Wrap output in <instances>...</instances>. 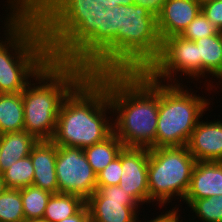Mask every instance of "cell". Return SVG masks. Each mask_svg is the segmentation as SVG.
Instances as JSON below:
<instances>
[{"label":"cell","instance_id":"8fae6325","mask_svg":"<svg viewBox=\"0 0 222 222\" xmlns=\"http://www.w3.org/2000/svg\"><path fill=\"white\" fill-rule=\"evenodd\" d=\"M85 204L90 222H139L140 204L118 185H97Z\"/></svg>","mask_w":222,"mask_h":222},{"label":"cell","instance_id":"3957f363","mask_svg":"<svg viewBox=\"0 0 222 222\" xmlns=\"http://www.w3.org/2000/svg\"><path fill=\"white\" fill-rule=\"evenodd\" d=\"M108 99L124 147L156 148L159 82L145 71L108 72Z\"/></svg>","mask_w":222,"mask_h":222},{"label":"cell","instance_id":"cb8c5ba5","mask_svg":"<svg viewBox=\"0 0 222 222\" xmlns=\"http://www.w3.org/2000/svg\"><path fill=\"white\" fill-rule=\"evenodd\" d=\"M20 189H6L0 194V222H24Z\"/></svg>","mask_w":222,"mask_h":222},{"label":"cell","instance_id":"4dcf8cb0","mask_svg":"<svg viewBox=\"0 0 222 222\" xmlns=\"http://www.w3.org/2000/svg\"><path fill=\"white\" fill-rule=\"evenodd\" d=\"M173 208L174 209H171L169 211L167 210L166 211L167 213L166 212L164 214L161 213L157 217L147 220V222H183V220L180 217L181 216L180 213H178L180 212L179 208L177 206ZM179 218L181 219V221L179 220ZM139 222L141 221L139 220Z\"/></svg>","mask_w":222,"mask_h":222},{"label":"cell","instance_id":"d4e9b609","mask_svg":"<svg viewBox=\"0 0 222 222\" xmlns=\"http://www.w3.org/2000/svg\"><path fill=\"white\" fill-rule=\"evenodd\" d=\"M188 207L202 222H222V195L195 199Z\"/></svg>","mask_w":222,"mask_h":222},{"label":"cell","instance_id":"44dd1931","mask_svg":"<svg viewBox=\"0 0 222 222\" xmlns=\"http://www.w3.org/2000/svg\"><path fill=\"white\" fill-rule=\"evenodd\" d=\"M85 205V200L75 194L56 193L50 196L43 218L48 222H60L73 216Z\"/></svg>","mask_w":222,"mask_h":222},{"label":"cell","instance_id":"5bb4252c","mask_svg":"<svg viewBox=\"0 0 222 222\" xmlns=\"http://www.w3.org/2000/svg\"><path fill=\"white\" fill-rule=\"evenodd\" d=\"M201 11L196 0H167L157 19L161 41L169 36L180 35Z\"/></svg>","mask_w":222,"mask_h":222},{"label":"cell","instance_id":"603a6c76","mask_svg":"<svg viewBox=\"0 0 222 222\" xmlns=\"http://www.w3.org/2000/svg\"><path fill=\"white\" fill-rule=\"evenodd\" d=\"M7 189H21L32 185L34 168L28 155L2 172Z\"/></svg>","mask_w":222,"mask_h":222},{"label":"cell","instance_id":"f546056e","mask_svg":"<svg viewBox=\"0 0 222 222\" xmlns=\"http://www.w3.org/2000/svg\"><path fill=\"white\" fill-rule=\"evenodd\" d=\"M167 0H133V4L142 6L157 17Z\"/></svg>","mask_w":222,"mask_h":222},{"label":"cell","instance_id":"83f0119b","mask_svg":"<svg viewBox=\"0 0 222 222\" xmlns=\"http://www.w3.org/2000/svg\"><path fill=\"white\" fill-rule=\"evenodd\" d=\"M7 17L26 18L35 12V0H7ZM10 14V15H9Z\"/></svg>","mask_w":222,"mask_h":222},{"label":"cell","instance_id":"1f68e13d","mask_svg":"<svg viewBox=\"0 0 222 222\" xmlns=\"http://www.w3.org/2000/svg\"><path fill=\"white\" fill-rule=\"evenodd\" d=\"M60 222H90V213L87 205L85 204L76 214Z\"/></svg>","mask_w":222,"mask_h":222},{"label":"cell","instance_id":"52a82bcc","mask_svg":"<svg viewBox=\"0 0 222 222\" xmlns=\"http://www.w3.org/2000/svg\"><path fill=\"white\" fill-rule=\"evenodd\" d=\"M181 83L159 82L156 148L187 146L192 131L209 109L210 98L197 96ZM185 89V90H184Z\"/></svg>","mask_w":222,"mask_h":222},{"label":"cell","instance_id":"484cf974","mask_svg":"<svg viewBox=\"0 0 222 222\" xmlns=\"http://www.w3.org/2000/svg\"><path fill=\"white\" fill-rule=\"evenodd\" d=\"M218 32L219 30L200 11L194 20L182 31L180 36L195 41L203 37L216 35Z\"/></svg>","mask_w":222,"mask_h":222},{"label":"cell","instance_id":"d6a6232c","mask_svg":"<svg viewBox=\"0 0 222 222\" xmlns=\"http://www.w3.org/2000/svg\"><path fill=\"white\" fill-rule=\"evenodd\" d=\"M106 8H113L116 5H130L133 4V0H98Z\"/></svg>","mask_w":222,"mask_h":222},{"label":"cell","instance_id":"7402d4cb","mask_svg":"<svg viewBox=\"0 0 222 222\" xmlns=\"http://www.w3.org/2000/svg\"><path fill=\"white\" fill-rule=\"evenodd\" d=\"M52 194L40 187L30 185L20 189L25 220L43 218Z\"/></svg>","mask_w":222,"mask_h":222},{"label":"cell","instance_id":"9a60e30c","mask_svg":"<svg viewBox=\"0 0 222 222\" xmlns=\"http://www.w3.org/2000/svg\"><path fill=\"white\" fill-rule=\"evenodd\" d=\"M222 195V162L196 161L188 191L182 200L187 206L195 199Z\"/></svg>","mask_w":222,"mask_h":222},{"label":"cell","instance_id":"f1b7e54d","mask_svg":"<svg viewBox=\"0 0 222 222\" xmlns=\"http://www.w3.org/2000/svg\"><path fill=\"white\" fill-rule=\"evenodd\" d=\"M201 11L215 28L222 31V0H213L203 4Z\"/></svg>","mask_w":222,"mask_h":222},{"label":"cell","instance_id":"30bf717a","mask_svg":"<svg viewBox=\"0 0 222 222\" xmlns=\"http://www.w3.org/2000/svg\"><path fill=\"white\" fill-rule=\"evenodd\" d=\"M55 170L59 193L79 195L86 201L97 190V174L83 148L57 146Z\"/></svg>","mask_w":222,"mask_h":222},{"label":"cell","instance_id":"4fadbf2b","mask_svg":"<svg viewBox=\"0 0 222 222\" xmlns=\"http://www.w3.org/2000/svg\"><path fill=\"white\" fill-rule=\"evenodd\" d=\"M200 121L187 144L196 161L222 162V121Z\"/></svg>","mask_w":222,"mask_h":222},{"label":"cell","instance_id":"8992f818","mask_svg":"<svg viewBox=\"0 0 222 222\" xmlns=\"http://www.w3.org/2000/svg\"><path fill=\"white\" fill-rule=\"evenodd\" d=\"M87 74L81 65L50 60L21 92L24 130L38 141L52 140L64 98Z\"/></svg>","mask_w":222,"mask_h":222},{"label":"cell","instance_id":"ba28073f","mask_svg":"<svg viewBox=\"0 0 222 222\" xmlns=\"http://www.w3.org/2000/svg\"><path fill=\"white\" fill-rule=\"evenodd\" d=\"M196 159L187 146L149 149L148 190L149 203L158 207L184 199L192 177Z\"/></svg>","mask_w":222,"mask_h":222},{"label":"cell","instance_id":"ffe728a7","mask_svg":"<svg viewBox=\"0 0 222 222\" xmlns=\"http://www.w3.org/2000/svg\"><path fill=\"white\" fill-rule=\"evenodd\" d=\"M123 147L121 140L112 133L104 141L85 147L83 151L92 169L98 174L118 157Z\"/></svg>","mask_w":222,"mask_h":222},{"label":"cell","instance_id":"e0dca14e","mask_svg":"<svg viewBox=\"0 0 222 222\" xmlns=\"http://www.w3.org/2000/svg\"><path fill=\"white\" fill-rule=\"evenodd\" d=\"M38 140L25 130L0 134V173L27 157Z\"/></svg>","mask_w":222,"mask_h":222},{"label":"cell","instance_id":"d6986e66","mask_svg":"<svg viewBox=\"0 0 222 222\" xmlns=\"http://www.w3.org/2000/svg\"><path fill=\"white\" fill-rule=\"evenodd\" d=\"M23 130L22 93H0V134Z\"/></svg>","mask_w":222,"mask_h":222},{"label":"cell","instance_id":"5b68a950","mask_svg":"<svg viewBox=\"0 0 222 222\" xmlns=\"http://www.w3.org/2000/svg\"><path fill=\"white\" fill-rule=\"evenodd\" d=\"M4 24L5 40L0 38V93H20L51 60V54L35 14L6 17Z\"/></svg>","mask_w":222,"mask_h":222},{"label":"cell","instance_id":"7a4b0ae2","mask_svg":"<svg viewBox=\"0 0 222 222\" xmlns=\"http://www.w3.org/2000/svg\"><path fill=\"white\" fill-rule=\"evenodd\" d=\"M160 50L157 19L150 11L135 4L103 10L99 27V74L146 71Z\"/></svg>","mask_w":222,"mask_h":222},{"label":"cell","instance_id":"4316f807","mask_svg":"<svg viewBox=\"0 0 222 222\" xmlns=\"http://www.w3.org/2000/svg\"><path fill=\"white\" fill-rule=\"evenodd\" d=\"M122 173V150L118 157L97 174V185H118Z\"/></svg>","mask_w":222,"mask_h":222},{"label":"cell","instance_id":"6da1fadb","mask_svg":"<svg viewBox=\"0 0 222 222\" xmlns=\"http://www.w3.org/2000/svg\"><path fill=\"white\" fill-rule=\"evenodd\" d=\"M106 10L98 0H35L51 60L99 74V27Z\"/></svg>","mask_w":222,"mask_h":222},{"label":"cell","instance_id":"e575fe53","mask_svg":"<svg viewBox=\"0 0 222 222\" xmlns=\"http://www.w3.org/2000/svg\"><path fill=\"white\" fill-rule=\"evenodd\" d=\"M24 222H48V221L44 218H36V219H28L25 220Z\"/></svg>","mask_w":222,"mask_h":222},{"label":"cell","instance_id":"9c48e42d","mask_svg":"<svg viewBox=\"0 0 222 222\" xmlns=\"http://www.w3.org/2000/svg\"><path fill=\"white\" fill-rule=\"evenodd\" d=\"M145 72L161 83H180L174 77H182V74L198 81L199 48L194 41L180 35L166 37L161 41L159 56Z\"/></svg>","mask_w":222,"mask_h":222},{"label":"cell","instance_id":"836d02e7","mask_svg":"<svg viewBox=\"0 0 222 222\" xmlns=\"http://www.w3.org/2000/svg\"><path fill=\"white\" fill-rule=\"evenodd\" d=\"M7 189L2 173H0V194Z\"/></svg>","mask_w":222,"mask_h":222},{"label":"cell","instance_id":"ac0fdd59","mask_svg":"<svg viewBox=\"0 0 222 222\" xmlns=\"http://www.w3.org/2000/svg\"><path fill=\"white\" fill-rule=\"evenodd\" d=\"M194 42L199 48V78L212 75L222 81V31Z\"/></svg>","mask_w":222,"mask_h":222},{"label":"cell","instance_id":"7c38bea8","mask_svg":"<svg viewBox=\"0 0 222 222\" xmlns=\"http://www.w3.org/2000/svg\"><path fill=\"white\" fill-rule=\"evenodd\" d=\"M149 149L123 147L122 173L118 186L140 204H149L148 190Z\"/></svg>","mask_w":222,"mask_h":222},{"label":"cell","instance_id":"277c9868","mask_svg":"<svg viewBox=\"0 0 222 222\" xmlns=\"http://www.w3.org/2000/svg\"><path fill=\"white\" fill-rule=\"evenodd\" d=\"M112 114L108 72L88 73L64 98L52 141L57 146L83 149L102 142L113 133Z\"/></svg>","mask_w":222,"mask_h":222},{"label":"cell","instance_id":"2e32d148","mask_svg":"<svg viewBox=\"0 0 222 222\" xmlns=\"http://www.w3.org/2000/svg\"><path fill=\"white\" fill-rule=\"evenodd\" d=\"M34 168L32 185L51 194L59 193L56 176L57 145L52 140H40L30 152Z\"/></svg>","mask_w":222,"mask_h":222},{"label":"cell","instance_id":"d590c367","mask_svg":"<svg viewBox=\"0 0 222 222\" xmlns=\"http://www.w3.org/2000/svg\"><path fill=\"white\" fill-rule=\"evenodd\" d=\"M201 6L207 2L213 1V0H196Z\"/></svg>","mask_w":222,"mask_h":222}]
</instances>
